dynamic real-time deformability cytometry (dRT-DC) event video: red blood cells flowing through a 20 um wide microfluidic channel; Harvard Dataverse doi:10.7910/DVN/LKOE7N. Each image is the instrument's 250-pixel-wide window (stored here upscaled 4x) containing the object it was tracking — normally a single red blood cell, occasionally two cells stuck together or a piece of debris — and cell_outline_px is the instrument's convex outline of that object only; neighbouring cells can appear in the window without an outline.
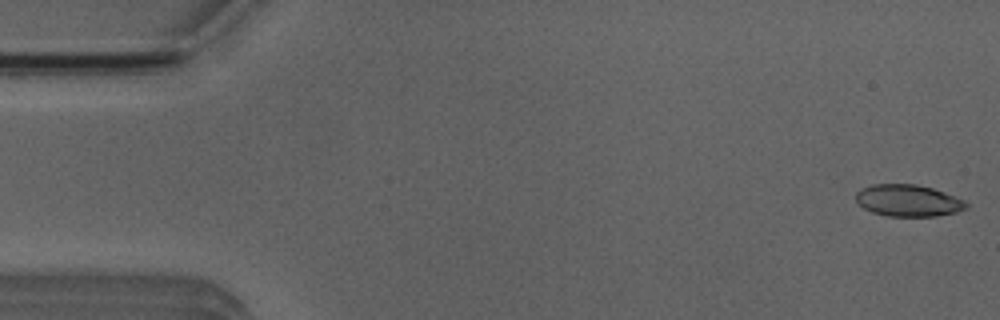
{"species": "Egyptian fruit bat (a non-hibernating species)", "species_latin": "Rousettus aegyptiacus", "temperature_condition": "room temperature", "stored_images_in_passage": 51, "camera_frame_rate_fps": 3000, "um_per_image_px": 0.085, "animal": {"sex": "male"}, "frame": {"image": 1, "passage_image": 1, "time_ms": 0.0, "image_size_px": [1000, 320], "cell_outline_px": [[968, 208], [956, 212], [936, 216], [888, 216], [872, 212], [864, 208], [856, 200], [856, 192], [860, 188], [872, 184], [916, 184], [932, 188], [944, 192], [964, 200], [968, 204]], "centroid_in_image_um": [77.19, 17.04], "position_along_channel_um": 7.8, "area_um2": 20.46}}
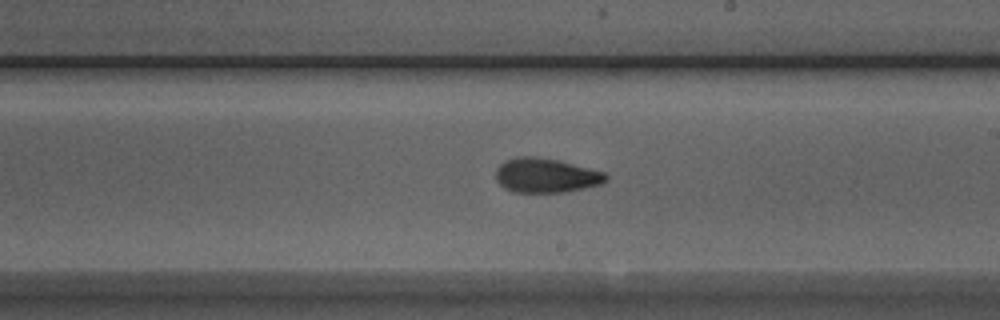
{"frame": {"image": 2, "passage_image": 29, "time_ms": 9.333, "image_size_px": [1000, 320], "cell_outline_px": [[608, 180], [600, 184], [584, 188], [564, 192], [512, 192], [504, 188], [496, 180], [496, 168], [504, 160], [516, 156], [536, 156], [560, 160], [604, 172], [608, 176]], "centroid_in_image_um": [46.38, 14.9], "position_along_channel_um": 242.6, "area_um2": 22.31}}
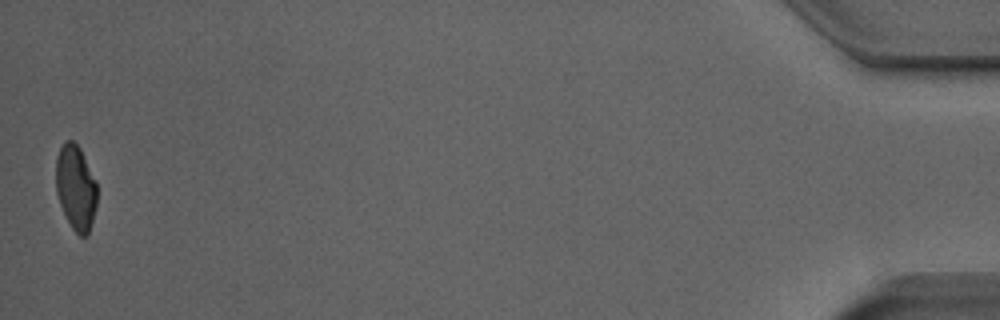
{"frame": {"image": 3, "passage_image": 51, "time_ms": 16.667, "image_size_px": [1000, 320], "cell_outline_px": [[96, 204], [88, 236], [80, 236], [72, 228], [60, 204], [56, 192], [56, 156], [64, 140], [72, 140], [80, 148], [96, 180]], "centroid_in_image_um": [6.43, 15.92], "position_along_channel_um": 428.8, "area_um2": 20.29}, "authors_computed_cell_mechanics": {"area_um2": 21.4438, "velocity_mm_per_s": 3.9342, "shape_relaxation_time_tau1_ms": 6.5484, "shape_relaxation_time_tau2_ms": 1.7046, "deformation_change_tau1": 0.1932, "deformation_change_tau2": 0.0781}}